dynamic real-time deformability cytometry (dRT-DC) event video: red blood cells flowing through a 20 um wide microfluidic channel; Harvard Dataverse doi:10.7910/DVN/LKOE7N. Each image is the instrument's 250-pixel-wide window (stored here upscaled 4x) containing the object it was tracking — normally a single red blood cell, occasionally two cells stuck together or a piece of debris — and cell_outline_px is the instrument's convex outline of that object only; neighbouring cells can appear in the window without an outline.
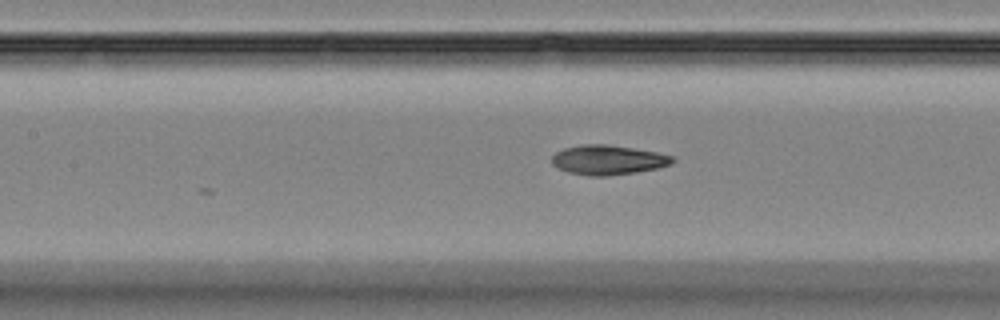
{"species": "Egyptian fruit bat (a non-hibernating species)", "species_latin": "Rousettus aegyptiacus", "temperature_condition": "room temperature", "stored_images_in_passage": 31, "camera_frame_rate_fps": 3000, "um_per_image_px": 0.085, "animal": {"sex": "female"}, "frame": {"image": 1, "passage_image": 24, "time_ms": 7.667, "image_size_px": [1000, 320], "cell_outline_px": [[676, 160], [672, 164], [660, 168], [636, 172], [608, 176], [588, 176], [568, 172], [556, 168], [552, 164], [552, 156], [556, 152], [564, 148], [580, 144], [608, 144], [656, 152], [676, 156]], "centroid_in_image_um": [51.7, 13.6], "position_along_channel_um": 155.7, "area_um2": 21.15}}
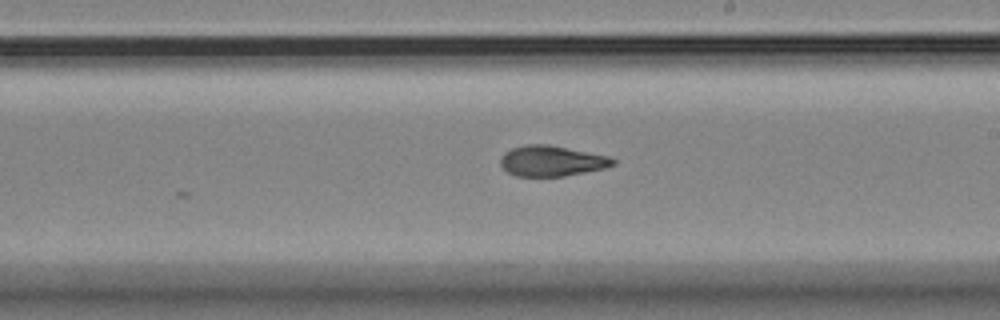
{"frame": {"image": 2, "passage_image": 31, "time_ms": 10.0, "image_size_px": [1000, 320], "cell_outline_px": [[616, 164], [608, 168], [564, 176], [516, 176], [508, 172], [500, 164], [500, 156], [504, 152], [512, 148], [528, 144], [548, 144], [608, 156], [616, 160]], "centroid_in_image_um": [46.9, 13.68], "position_along_channel_um": 242.1, "area_um2": 20.11}}